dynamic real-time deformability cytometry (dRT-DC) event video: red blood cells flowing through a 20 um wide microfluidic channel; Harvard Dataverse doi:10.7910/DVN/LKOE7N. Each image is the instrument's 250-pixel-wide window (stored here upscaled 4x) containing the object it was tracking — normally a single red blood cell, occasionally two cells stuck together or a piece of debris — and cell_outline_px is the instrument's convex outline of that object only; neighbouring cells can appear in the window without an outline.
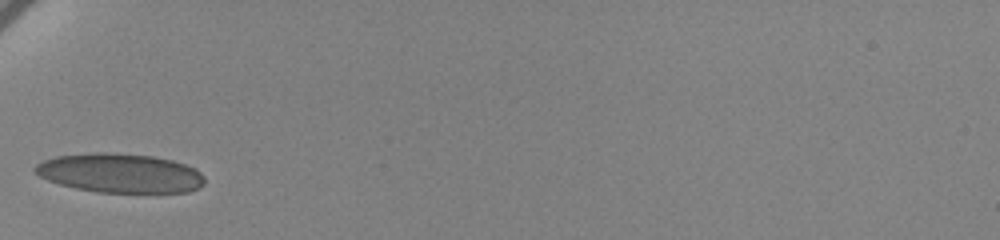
{"species": "human", "species_latin": "Homo sapiens", "temperature_condition": "cold", "stored_images_in_passage": 30, "camera_frame_rate_fps": 3000, "um_per_image_px": 0.085, "donor": {"sex": "female"}, "frame": {"image": 1, "passage_image": 1, "time_ms": 0.0, "image_size_px": [1000, 240], "cell_outline_px": [[204, 184], [200, 188], [188, 192], [96, 192], [76, 188], [60, 184], [48, 180], [40, 176], [32, 168], [36, 164], [44, 160], [56, 156], [96, 152], [104, 152], [152, 156], [172, 160], [196, 168], [204, 176]], "centroid_in_image_um": [10.22, 14.71], "position_along_channel_um": 74.8, "area_um2": 38.67}}
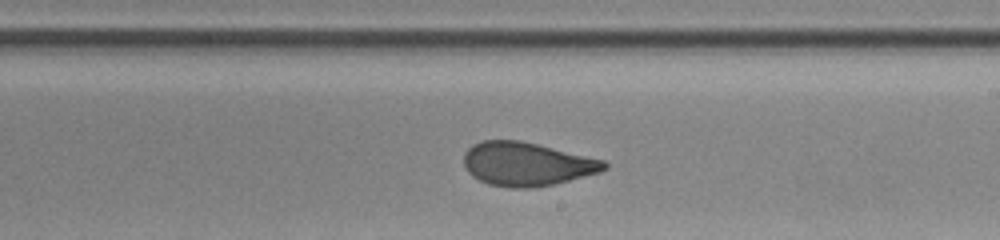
{"frame": {"image": 2, "passage_image": 16, "time_ms": 5.0, "image_size_px": [1000, 240], "cell_outline_px": [[608, 168], [600, 172], [552, 184], [532, 188], [508, 188], [488, 184], [472, 176], [464, 168], [464, 152], [472, 144], [480, 140], [520, 140], [604, 160], [608, 164]], "centroid_in_image_um": [44.73, 13.94], "position_along_channel_um": 244.3, "area_um2": 35.72}}
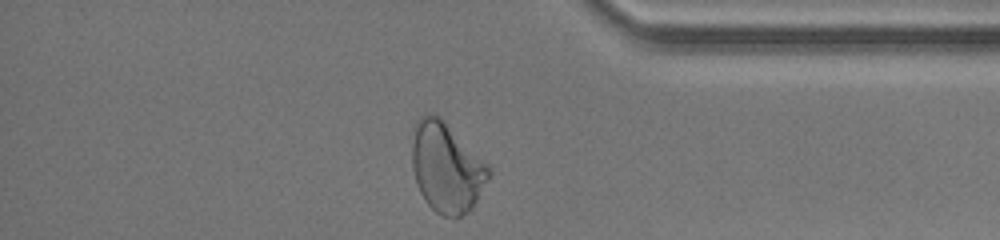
{"frame": {"image": 3, "passage_image": 30, "time_ms": 9.667, "image_size_px": [1000, 240], "cell_outline_px": [[492, 172], [472, 208], [468, 212], [456, 220], [444, 216], [436, 212], [424, 200], [416, 184], [412, 168], [412, 128], [416, 120], [420, 116], [428, 112], [436, 116], [488, 164]], "centroid_in_image_um": [37.92, 14.29], "position_along_channel_um": 397.3, "area_um2": 39.94}, "authors_computed_cell_mechanics": {"area_um2": 36.1539, "velocity_mm_per_s": 3.4521, "shape_relaxation_time_tau1_ms": 6.2023, "shape_relaxation_time_tau2_ms": 0.7918, "deformation_change_tau1": 0.1738, "deformation_change_tau2": 0.064}}